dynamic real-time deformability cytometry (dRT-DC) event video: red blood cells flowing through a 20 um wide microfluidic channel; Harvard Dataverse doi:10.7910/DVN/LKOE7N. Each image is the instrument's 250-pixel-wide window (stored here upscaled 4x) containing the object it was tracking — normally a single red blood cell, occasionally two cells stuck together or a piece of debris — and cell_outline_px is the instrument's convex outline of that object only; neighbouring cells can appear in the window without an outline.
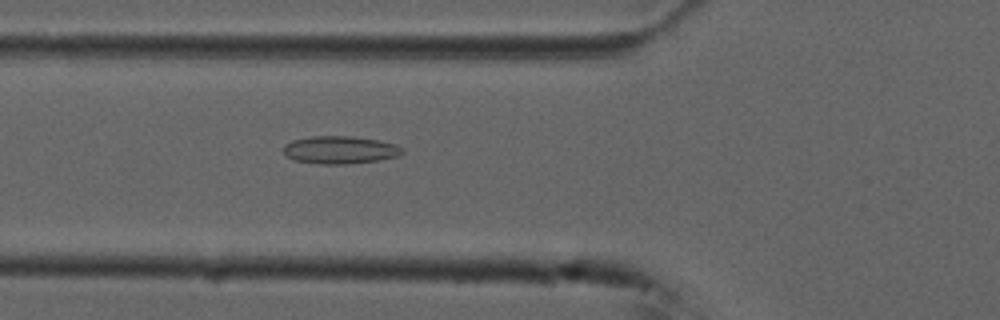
{"species": "common noctule bat (a hibernating species)", "species_latin": "Nyctalus noctula", "temperature_condition": "cold", "stored_images_in_passage": 55, "camera_frame_rate_fps": 3000, "um_per_image_px": 0.085, "animal": {"sex": "male", "forearm_length_mm": 52.5}, "frame": {"image": 1, "passage_image": 20, "time_ms": 6.333, "image_size_px": [1000, 320], "cell_outline_px": [[404, 152], [400, 156], [376, 160], [348, 164], [320, 164], [292, 160], [284, 156], [284, 144], [292, 140], [312, 136], [352, 136], [380, 140], [396, 144], [404, 148]], "centroid_in_image_um": [28.9, 12.74], "position_along_channel_um": 96.9, "area_um2": 19.48}}
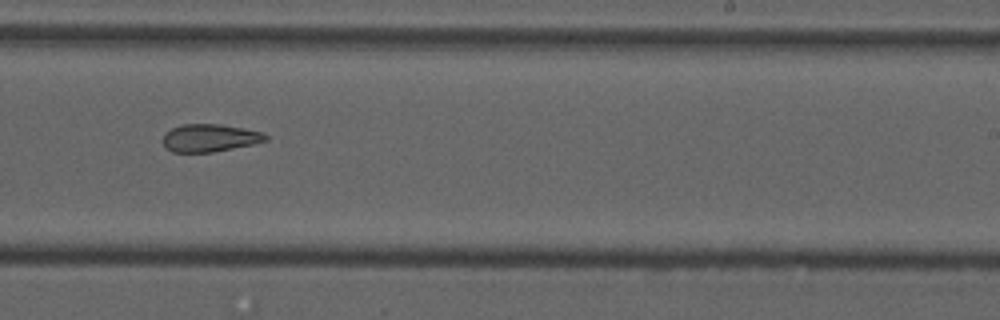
{"frame": {"image": 2, "passage_image": 34, "time_ms": 11.0, "image_size_px": [1000, 320], "cell_outline_px": [[268, 140], [252, 144], [212, 152], [172, 152], [164, 144], [164, 132], [172, 128], [184, 124], [220, 124], [264, 132], [268, 136]], "centroid_in_image_um": [17.85, 11.71], "position_along_channel_um": 271.2, "area_um2": 16.42}}
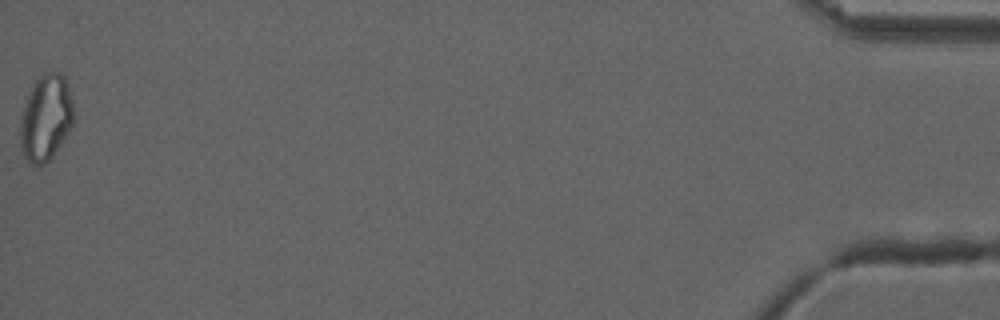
{"frame": {"image": 3, "passage_image": 55, "time_ms": 18.0, "image_size_px": [1000, 320], "cell_outline_px": [[72, 124], [68, 132], [52, 156], [44, 164], [32, 164], [24, 156], [20, 144], [20, 124], [24, 108], [28, 96], [36, 80], [44, 72], [60, 72], [64, 76], [68, 84], [72, 100]], "centroid_in_image_um": [3.9, 9.99], "position_along_channel_um": 431.3, "area_um2": 26.18}, "authors_computed_cell_mechanics": {"area_um2": 20.2878, "velocity_mm_per_s": 3.7392, "shape_relaxation_time_tau1_ms": null, "shape_relaxation_time_tau2_ms": 5.4906, "deformation_change_tau1": null, "deformation_change_tau2": 0.1268}}